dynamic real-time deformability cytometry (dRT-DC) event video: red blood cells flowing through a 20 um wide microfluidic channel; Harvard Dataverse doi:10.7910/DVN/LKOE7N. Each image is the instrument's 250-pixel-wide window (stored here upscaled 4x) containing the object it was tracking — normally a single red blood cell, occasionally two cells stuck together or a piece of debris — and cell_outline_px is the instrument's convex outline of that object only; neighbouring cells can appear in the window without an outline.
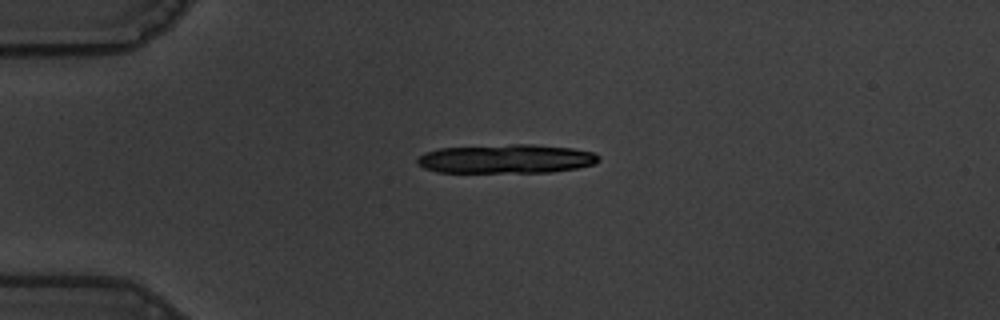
{"species": "common noctule bat (a hibernating species)", "species_latin": "Nyctalus noctula", "temperature_condition": "warm", "stored_images_in_passage": 44, "segment_of_instrument_passage": [1, 2], "camera_frame_rate_fps": 3000, "um_per_image_px": 0.085, "animal": {"sex": "male", "body_mass_g": 19.5, "forearm_length_mm": 54.6}, "frame": {"image": 1, "passage_image": 1, "time_ms": 0.0, "image_size_px": [1000, 320], "cell_outline_px": [[600, 160], [596, 164], [576, 168], [552, 172], [436, 172], [424, 168], [416, 164], [416, 160], [424, 152], [440, 148], [512, 144], [536, 144], [572, 148], [592, 152], [600, 156]], "centroid_in_image_um": [43.03, 13.5], "position_along_channel_um": 42.0, "area_um2": 30.81}}